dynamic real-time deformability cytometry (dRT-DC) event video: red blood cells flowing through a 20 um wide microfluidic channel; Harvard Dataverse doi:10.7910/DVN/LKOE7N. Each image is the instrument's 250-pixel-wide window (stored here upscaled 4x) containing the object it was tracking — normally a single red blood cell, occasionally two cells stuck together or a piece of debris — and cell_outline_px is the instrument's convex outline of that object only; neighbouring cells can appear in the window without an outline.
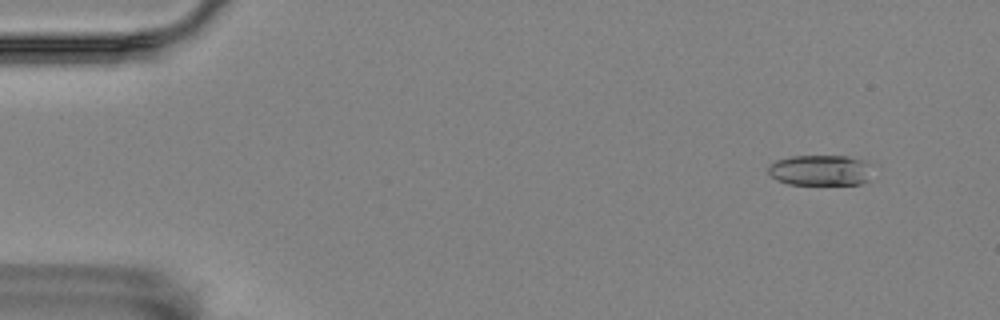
{"species": "Egyptian fruit bat (a non-hibernating species)", "species_latin": "Rousettus aegyptiacus", "temperature_condition": "room temperature", "stored_images_in_passage": 57, "camera_frame_rate_fps": 3000, "um_per_image_px": 0.085, "animal": {"sex": "female"}, "frame": {"image": 1, "passage_image": 5, "time_ms": 1.333, "image_size_px": [1000, 320], "cell_outline_px": [[880, 168], [868, 180], [860, 184], [788, 184], [776, 180], [768, 172], [768, 168], [776, 160], [792, 156], [848, 156], [864, 160], [876, 164]], "centroid_in_image_um": [69.9, 14.46], "position_along_channel_um": 15.1, "area_um2": 19.31}}
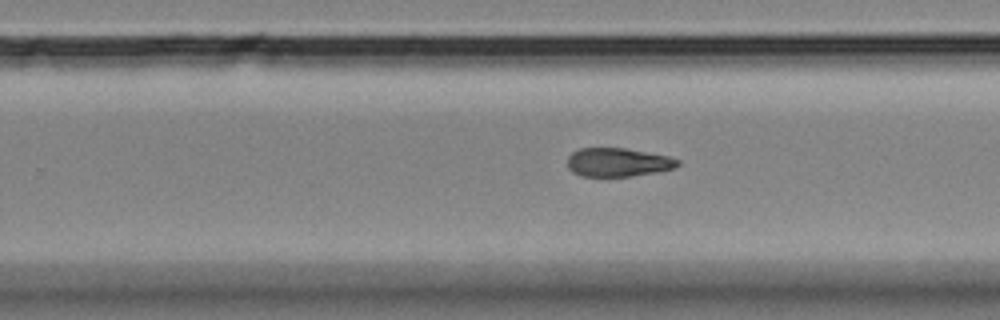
{"frame": {"image": 2, "passage_image": 36, "time_ms": 11.667, "image_size_px": [1000, 320], "cell_outline_px": [[680, 164], [676, 168], [656, 172], [632, 176], [580, 176], [572, 172], [568, 168], [568, 156], [572, 152], [580, 148], [624, 148], [668, 156], [680, 160]], "centroid_in_image_um": [52.52, 13.8], "position_along_channel_um": 277.3, "area_um2": 18.44}}
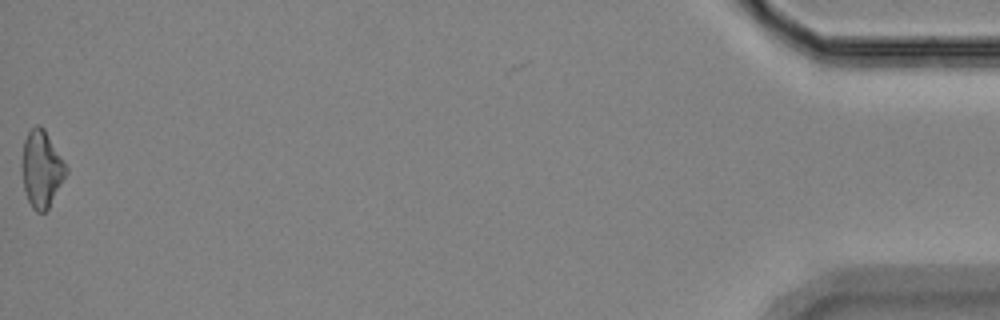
{"frame": {"image": 3, "passage_image": 57, "time_ms": 18.667, "image_size_px": [1000, 320], "cell_outline_px": [[68, 172], [48, 208], [44, 212], [36, 212], [32, 208], [28, 200], [24, 188], [24, 140], [28, 132], [36, 124], [40, 124], [44, 128], [68, 168]], "centroid_in_image_um": [3.57, 14.36], "position_along_channel_um": 431.6, "area_um2": 19.13}, "authors_computed_cell_mechanics": {"area_um2": 19.3052, "velocity_mm_per_s": 3.5491, "shape_relaxation_time_tau1_ms": 11.3696, "shape_relaxation_time_tau2_ms": 9.3128, "deformation_change_tau1": 0.2004, "deformation_change_tau2": 0.182}}